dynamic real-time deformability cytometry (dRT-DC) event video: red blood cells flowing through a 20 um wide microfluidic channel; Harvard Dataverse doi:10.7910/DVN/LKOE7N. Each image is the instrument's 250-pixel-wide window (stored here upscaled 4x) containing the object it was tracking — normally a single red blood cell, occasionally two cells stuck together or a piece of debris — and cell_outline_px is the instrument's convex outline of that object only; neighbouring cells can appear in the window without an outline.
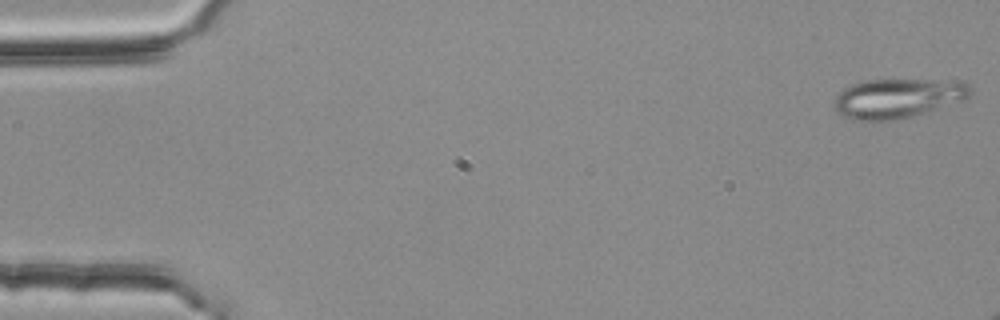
{"species": "common noctule bat (a hibernating species)", "species_latin": "Nyctalus noctula", "temperature_condition": "room temperature", "stored_images_in_passage": 15, "camera_frame_rate_fps": 3000, "um_per_image_px": 0.085, "animal": {"sex": "female", "body_mass_g": 25.1}, "frame": {"image": 1, "passage_image": 1, "time_ms": 0.0, "image_size_px": [1000, 320], "cell_outline_px": [[972, 92], [964, 100], [912, 116], [892, 120], [852, 120], [840, 116], [832, 108], [832, 100], [844, 88], [852, 84], [864, 80], [964, 80], [972, 88]], "centroid_in_image_um": [76.27, 8.35], "position_along_channel_um": 8.7, "area_um2": 31.67}}